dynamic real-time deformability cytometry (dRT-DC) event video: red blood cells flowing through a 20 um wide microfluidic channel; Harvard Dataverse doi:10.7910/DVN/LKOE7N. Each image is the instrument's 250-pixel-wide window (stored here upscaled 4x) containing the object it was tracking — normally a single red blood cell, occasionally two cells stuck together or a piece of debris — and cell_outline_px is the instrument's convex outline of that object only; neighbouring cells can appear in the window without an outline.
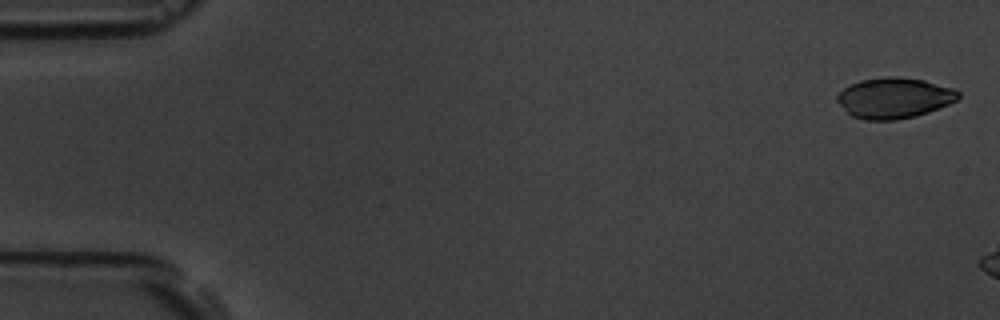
{"species": "common noctule bat (a hibernating species)", "species_latin": "Nyctalus noctula", "temperature_condition": "room temperature", "stored_images_in_passage": 4, "camera_frame_rate_fps": 3000, "um_per_image_px": 0.085, "animal": {"sex": "male", "body_mass_g": 19.5, "forearm_length_mm": 54.6}, "frame": {"image": 1, "passage_image": 1, "time_ms": 0.0, "image_size_px": [1000, 320], "cell_outline_px": [[960, 96], [956, 100], [948, 104], [928, 112], [916, 116], [896, 120], [864, 120], [852, 116], [836, 100], [836, 96], [844, 88], [860, 80], [884, 76], [896, 76], [924, 80], [952, 88], [960, 92]], "centroid_in_image_um": [76.0, 8.32], "position_along_channel_um": 9.0, "area_um2": 28.61}}